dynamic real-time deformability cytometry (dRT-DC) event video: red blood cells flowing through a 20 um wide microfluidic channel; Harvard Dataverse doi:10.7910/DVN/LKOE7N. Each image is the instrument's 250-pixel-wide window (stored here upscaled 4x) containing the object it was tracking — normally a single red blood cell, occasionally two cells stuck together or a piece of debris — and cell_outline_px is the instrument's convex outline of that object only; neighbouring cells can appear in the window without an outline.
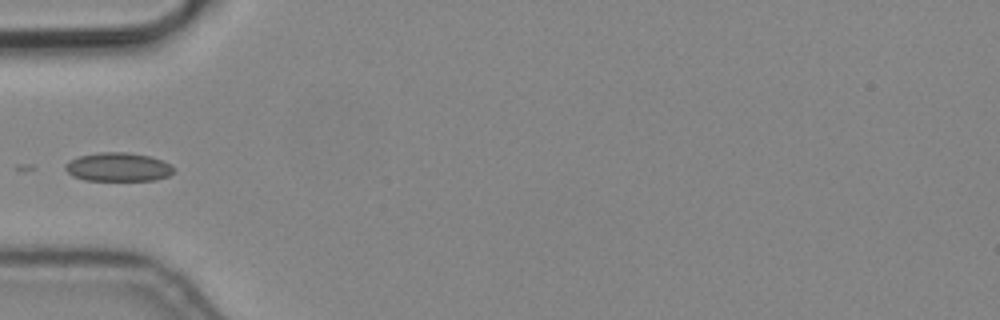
{"species": "common noctule bat (a hibernating species)", "species_latin": "Nyctalus noctula", "temperature_condition": "cold", "stored_images_in_passage": 8, "camera_frame_rate_fps": 3000, "um_per_image_px": 0.085, "animal": {"sex": "male", "body_mass_g": 19.2, "forearm_length_mm": 51.8}, "frame": {"image": 1, "passage_image": 5, "time_ms": 1.333, "image_size_px": [1000, 320], "cell_outline_px": [[172, 172], [168, 176], [156, 180], [84, 180], [72, 176], [64, 168], [72, 160], [80, 156], [100, 152], [128, 152], [148, 156], [160, 160], [168, 164], [172, 168]], "centroid_in_image_um": [10.02, 14.2], "position_along_channel_um": 75.0, "area_um2": 17.74}}
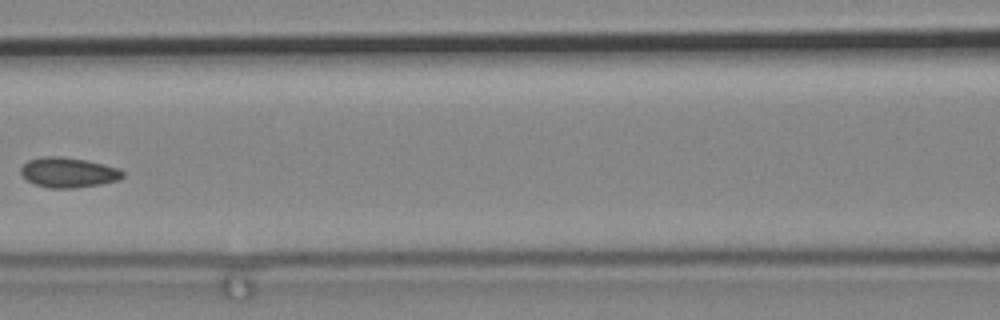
{"frame": {"image": 2, "passage_image": 7, "time_ms": 2.0, "image_size_px": [1000, 320], "cell_outline_px": [[124, 176], [116, 180], [100, 184], [72, 188], [48, 188], [36, 184], [28, 180], [20, 172], [20, 168], [28, 160], [44, 156], [60, 156], [88, 160], [120, 168], [124, 172]], "centroid_in_image_um": [5.82, 14.64], "position_along_channel_um": 160.8, "area_um2": 17.8}}
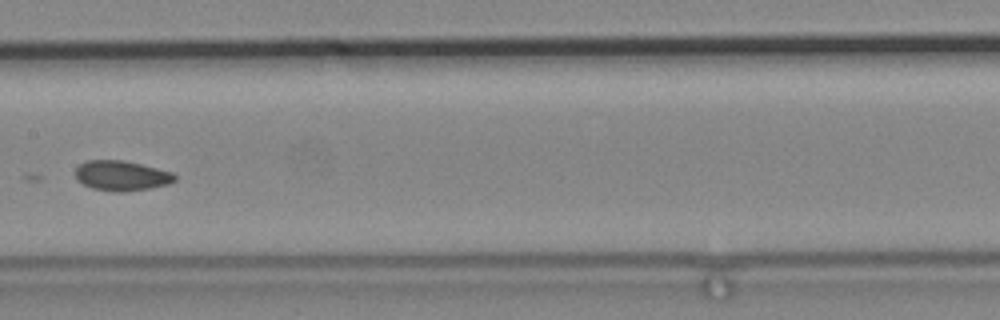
{"frame": {"image": 3, "passage_image": 8, "time_ms": 2.333, "image_size_px": [1000, 320], "cell_outline_px": [[176, 180], [168, 184], [148, 188], [124, 192], [112, 192], [92, 188], [76, 180], [76, 168], [80, 164], [88, 160], [124, 160], [172, 172], [176, 176]], "centroid_in_image_um": [10.31, 14.94], "position_along_channel_um": 197.1, "area_um2": 17.34}}